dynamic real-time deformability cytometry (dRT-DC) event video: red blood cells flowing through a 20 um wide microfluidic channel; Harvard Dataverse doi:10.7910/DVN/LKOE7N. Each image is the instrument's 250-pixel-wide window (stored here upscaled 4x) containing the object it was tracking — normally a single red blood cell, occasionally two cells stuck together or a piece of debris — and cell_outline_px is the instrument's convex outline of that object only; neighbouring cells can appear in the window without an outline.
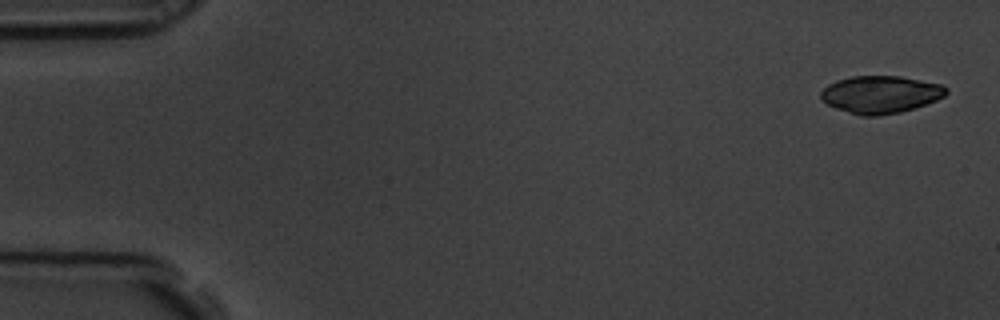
{"species": "common noctule bat (a hibernating species)", "species_latin": "Nyctalus noctula", "temperature_condition": "room temperature", "stored_images_in_passage": 8, "camera_frame_rate_fps": 3000, "um_per_image_px": 0.085, "animal": {"sex": "male", "body_mass_g": 19.5, "forearm_length_mm": 54.6}, "frame": {"image": 1, "passage_image": 1, "time_ms": 0.0, "image_size_px": [1000, 320], "cell_outline_px": [[948, 92], [944, 96], [936, 100], [900, 112], [876, 116], [860, 116], [836, 108], [820, 100], [820, 92], [828, 84], [836, 80], [852, 76], [900, 76], [944, 84], [948, 88]], "centroid_in_image_um": [74.84, 8.02], "position_along_channel_um": 10.2, "area_um2": 27.46}}
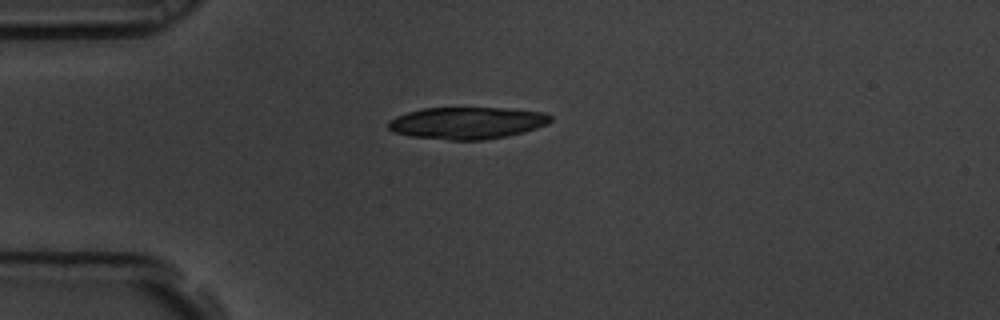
{"frame": {"image": 2, "passage_image": 5, "time_ms": 1.333, "image_size_px": [1000, 320], "cell_outline_px": [[552, 120], [548, 124], [524, 132], [508, 136], [484, 140], [448, 140], [408, 136], [392, 132], [388, 128], [388, 124], [396, 116], [408, 112], [424, 108], [500, 108], [544, 112], [552, 116]], "centroid_in_image_um": [39.71, 10.46], "position_along_channel_um": 45.3, "area_um2": 30.29}}